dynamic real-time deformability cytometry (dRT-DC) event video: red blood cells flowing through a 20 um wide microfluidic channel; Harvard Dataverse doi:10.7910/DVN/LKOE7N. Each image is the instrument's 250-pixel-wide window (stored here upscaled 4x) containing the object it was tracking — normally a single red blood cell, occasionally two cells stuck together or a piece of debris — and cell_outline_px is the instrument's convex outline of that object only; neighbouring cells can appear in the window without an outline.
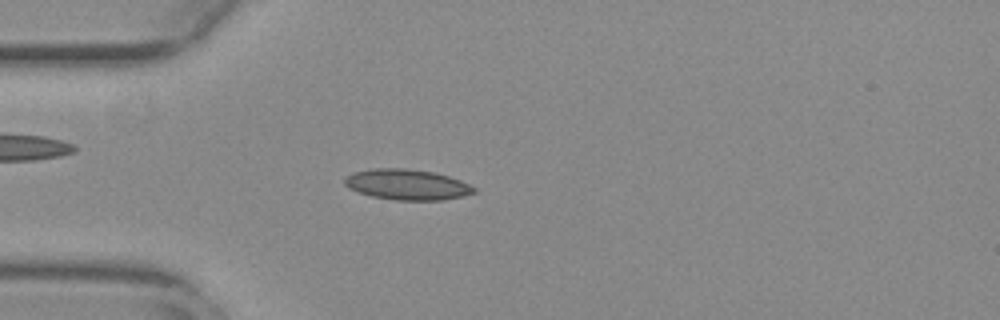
{"species": "common noctule bat (a hibernating species)", "species_latin": "Nyctalus noctula", "temperature_condition": "warm", "stored_images_in_passage": 36, "camera_frame_rate_fps": 3000, "um_per_image_px": 0.085, "animal": {"sex": "female", "body_mass_g": 29.2, "forearm_length_mm": 56.3}, "frame": {"image": 1, "passage_image": 8, "time_ms": 2.333, "image_size_px": [1000, 320], "cell_outline_px": [[476, 192], [464, 196], [444, 200], [396, 200], [372, 196], [356, 192], [348, 188], [344, 184], [344, 176], [352, 172], [372, 168], [404, 168], [432, 172], [448, 176], [460, 180], [476, 188]], "centroid_in_image_um": [34.56, 15.69], "position_along_channel_um": 50.4, "area_um2": 23.24}}
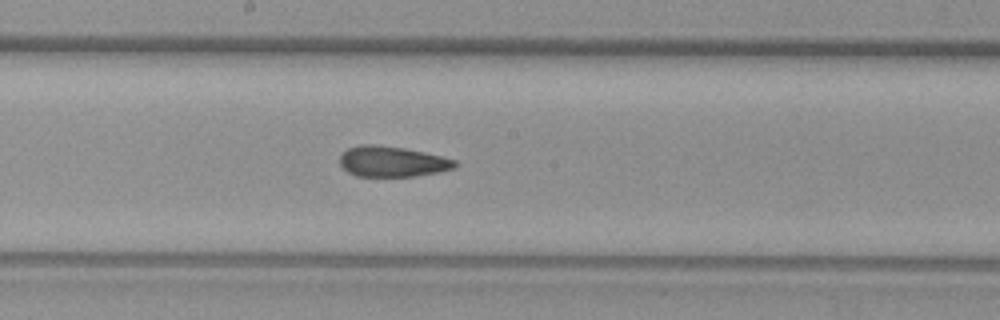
{"frame": {"image": 2, "passage_image": 22, "time_ms": 7.0, "image_size_px": [1000, 320], "cell_outline_px": [[460, 164], [456, 168], [440, 172], [416, 176], [356, 176], [348, 172], [340, 164], [340, 152], [348, 148], [360, 144], [376, 144], [404, 148], [424, 152], [456, 160]], "centroid_in_image_um": [33.35, 13.73], "position_along_channel_um": 214.9, "area_um2": 20.75}}
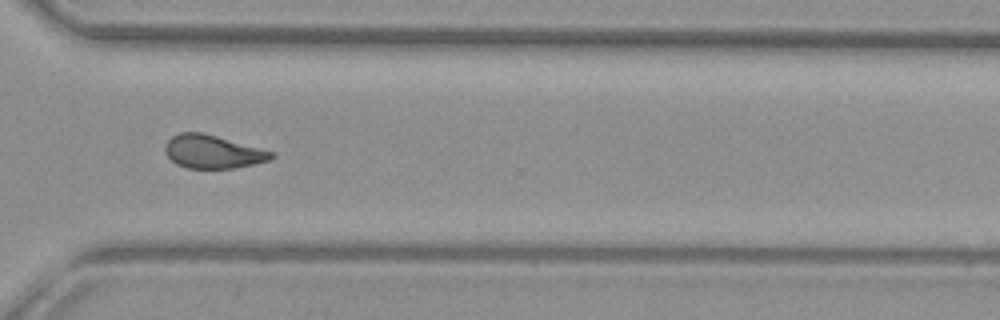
{"frame": {"image": 3, "passage_image": 33, "time_ms": 10.667, "image_size_px": [1000, 320], "cell_outline_px": [[276, 156], [268, 160], [252, 164], [232, 168], [184, 168], [176, 164], [164, 152], [164, 148], [168, 140], [172, 136], [180, 132], [204, 132], [276, 152]], "centroid_in_image_um": [18.08, 12.88], "position_along_channel_um": 352.5, "area_um2": 20.75}, "authors_computed_cell_mechanics": {"area_um2": 21.4149, "velocity_mm_per_s": 3.7535, "shape_relaxation_time_tau1_ms": null, "shape_relaxation_time_tau2_ms": 1.8662, "deformation_change_tau1": null, "deformation_change_tau2": 0.0734}}